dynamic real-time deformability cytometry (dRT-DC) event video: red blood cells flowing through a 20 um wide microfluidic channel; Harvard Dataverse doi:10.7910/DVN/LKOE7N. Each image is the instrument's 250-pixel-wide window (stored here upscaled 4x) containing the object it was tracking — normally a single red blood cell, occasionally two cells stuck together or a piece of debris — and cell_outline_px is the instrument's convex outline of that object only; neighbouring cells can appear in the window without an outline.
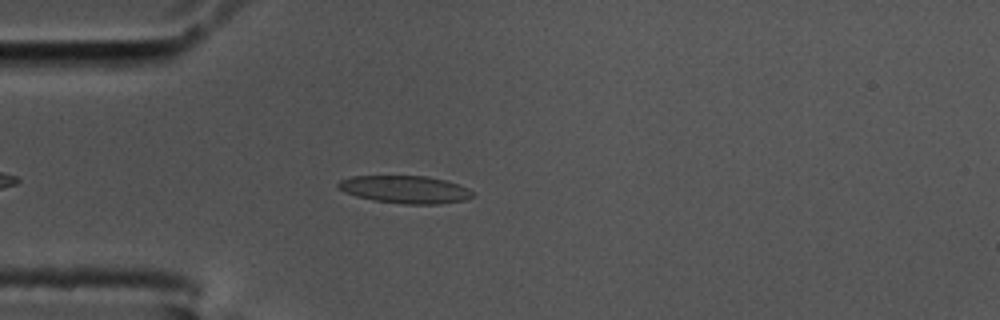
{"species": "common noctule bat (a hibernating species)", "species_latin": "Nyctalus noctula", "temperature_condition": "cold", "stored_images_in_passage": 44, "camera_frame_rate_fps": 3000, "um_per_image_px": 0.085, "animal": {"sex": "male", "body_mass_g": 17.5, "forearm_length_mm": 52.3}, "frame": {"image": 1, "passage_image": 7, "time_ms": 2.0, "image_size_px": [1000, 320], "cell_outline_px": [[476, 192], [472, 196], [464, 200], [440, 204], [404, 204], [372, 200], [356, 196], [344, 192], [336, 184], [340, 180], [352, 176], [428, 176], [444, 180], [468, 188]], "centroid_in_image_um": [34.44, 16.11], "position_along_channel_um": 50.6, "area_um2": 21.62}}
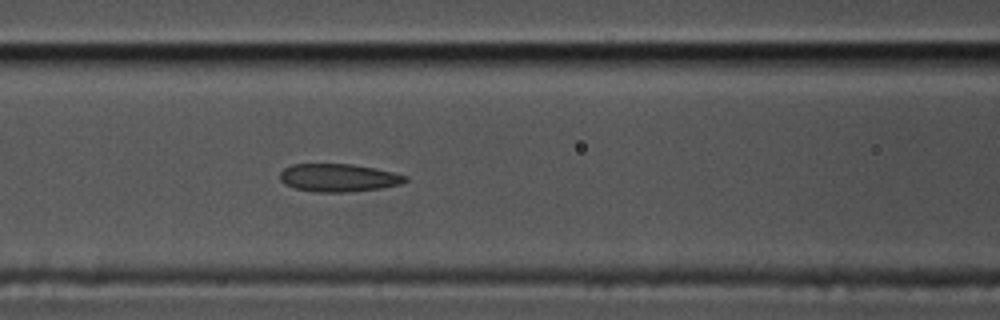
{"frame": {"image": 2, "passage_image": 15, "time_ms": 4.667, "image_size_px": [1000, 320], "cell_outline_px": [[408, 180], [400, 184], [380, 188], [348, 192], [316, 192], [296, 188], [284, 184], [280, 180], [280, 172], [284, 168], [292, 164], [352, 164], [376, 168], [408, 176]], "centroid_in_image_um": [28.77, 15.1], "position_along_channel_um": 137.8, "area_um2": 20.4}}
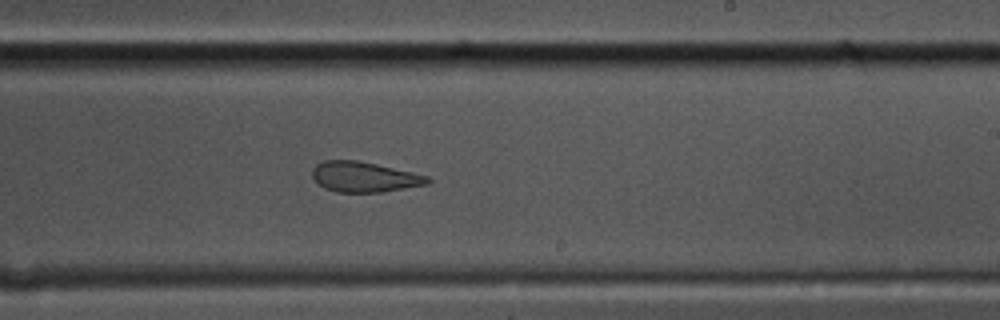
{"frame": {"image": 3, "passage_image": 25, "time_ms": 8.0, "image_size_px": [1000, 320], "cell_outline_px": [[432, 180], [428, 184], [380, 192], [336, 192], [324, 188], [312, 176], [312, 168], [316, 164], [324, 160], [356, 160], [376, 164], [428, 176]], "centroid_in_image_um": [30.94, 15.03], "position_along_channel_um": 258.1, "area_um2": 20.17}, "authors_computed_cell_mechanics": {"area_um2": 21.5305, "velocity_mm_per_s": 3.6147, "shape_relaxation_time_tau1_ms": null, "shape_relaxation_time_tau2_ms": 2.4479, "deformation_change_tau1": null, "deformation_change_tau2": 0.0889}}